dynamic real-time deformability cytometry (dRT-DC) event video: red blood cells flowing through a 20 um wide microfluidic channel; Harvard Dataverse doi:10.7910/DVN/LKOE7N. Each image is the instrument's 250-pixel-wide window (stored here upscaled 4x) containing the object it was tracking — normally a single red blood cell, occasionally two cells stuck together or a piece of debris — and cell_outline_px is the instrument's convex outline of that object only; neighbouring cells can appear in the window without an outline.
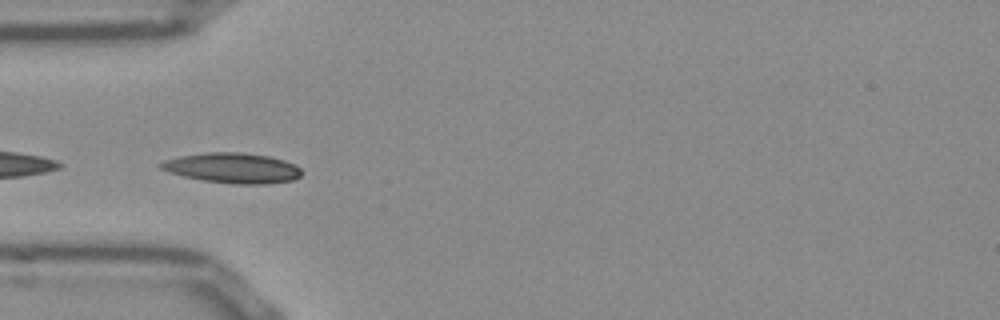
{"species": "Egyptian fruit bat (a non-hibernating species)", "species_latin": "Rousettus aegyptiacus", "temperature_condition": "room temperature", "stored_images_in_passage": 31, "camera_frame_rate_fps": 3000, "um_per_image_px": 0.085, "frame": {"image": 1, "passage_image": 15, "time_ms": 4.667, "image_size_px": [1000, 320], "cell_outline_px": [[304, 172], [300, 176], [292, 180], [268, 184], [236, 184], [204, 180], [184, 176], [168, 172], [160, 168], [160, 164], [164, 160], [180, 156], [212, 152], [240, 152], [268, 156], [284, 160], [300, 168]], "centroid_in_image_um": [19.79, 14.28], "position_along_channel_um": 65.2, "area_um2": 24.57}}
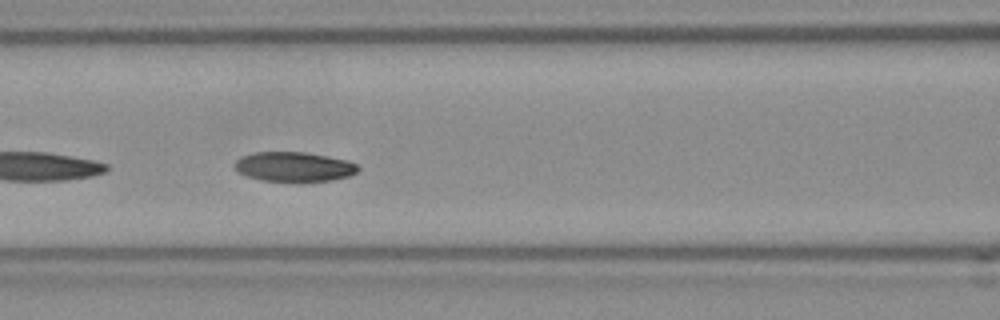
{"frame": {"image": 2, "passage_image": 21, "time_ms": 6.667, "image_size_px": [1000, 320], "cell_outline_px": [[360, 168], [356, 172], [348, 176], [332, 180], [304, 184], [292, 184], [260, 180], [236, 172], [236, 160], [240, 156], [256, 152], [304, 152], [344, 160], [356, 164]], "centroid_in_image_um": [24.96, 14.23], "position_along_channel_um": 141.6, "area_um2": 21.91}}
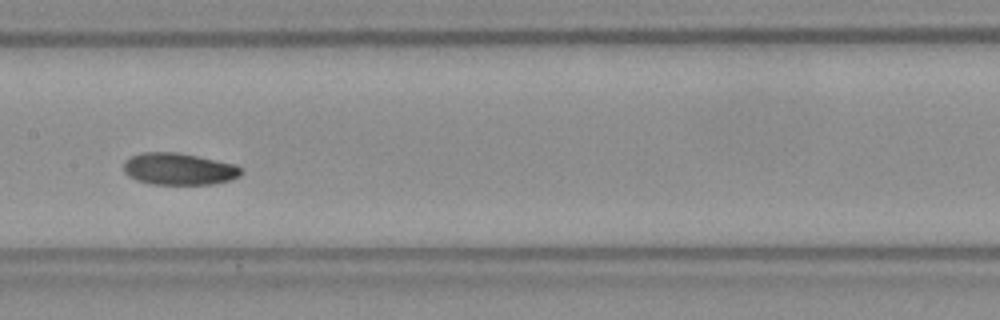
{"frame": {"image": 3, "passage_image": 25, "time_ms": 8.0, "image_size_px": [1000, 320], "cell_outline_px": [[244, 172], [240, 176], [228, 180], [212, 184], [152, 184], [136, 180], [128, 176], [124, 172], [124, 164], [132, 156], [144, 152], [176, 152], [236, 164], [244, 168]], "centroid_in_image_um": [15.24, 14.37], "position_along_channel_um": 192.2, "area_um2": 21.79}}